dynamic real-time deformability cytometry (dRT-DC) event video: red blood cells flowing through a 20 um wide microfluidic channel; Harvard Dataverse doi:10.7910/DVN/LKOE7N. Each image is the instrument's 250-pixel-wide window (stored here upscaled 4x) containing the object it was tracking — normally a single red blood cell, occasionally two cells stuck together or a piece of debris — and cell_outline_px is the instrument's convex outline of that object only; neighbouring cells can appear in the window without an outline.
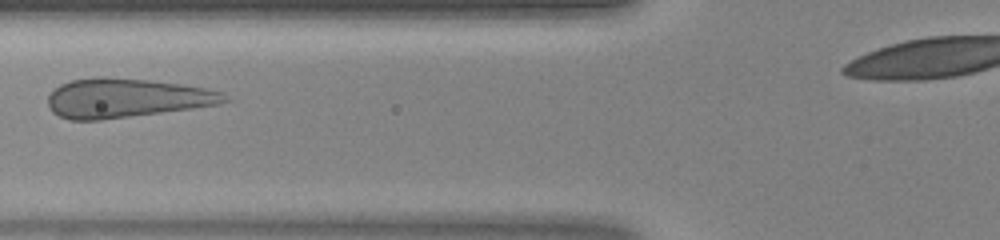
{"species": "human", "species_latin": "Homo sapiens", "temperature_condition": "warm", "stored_images_in_passage": 26, "camera_frame_rate_fps": 3000, "um_per_image_px": 0.085, "donor": {"sex": "female"}, "frame": {"image": 1, "passage_image": 5, "time_ms": 1.333, "image_size_px": [1000, 240], "cell_outline_px": [[232, 100], [220, 104], [192, 108], [100, 120], [68, 120], [52, 112], [48, 104], [48, 96], [60, 84], [72, 80], [96, 76], [104, 76], [148, 80], [180, 84], [204, 88], [220, 92]], "centroid_in_image_um": [10.71, 8.33], "position_along_channel_um": 115.1, "area_um2": 40.11}}
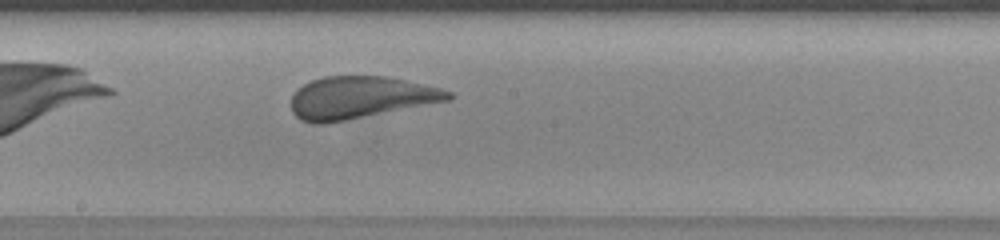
{"frame": {"image": 2, "passage_image": 12, "time_ms": 3.667, "image_size_px": [1000, 240], "cell_outline_px": [[452, 96], [448, 100], [324, 124], [312, 124], [300, 120], [292, 112], [292, 96], [304, 84], [312, 80], [324, 76], [384, 76], [404, 80], [440, 88], [452, 92]], "centroid_in_image_um": [30.57, 8.29], "position_along_channel_um": 217.6, "area_um2": 38.03}}
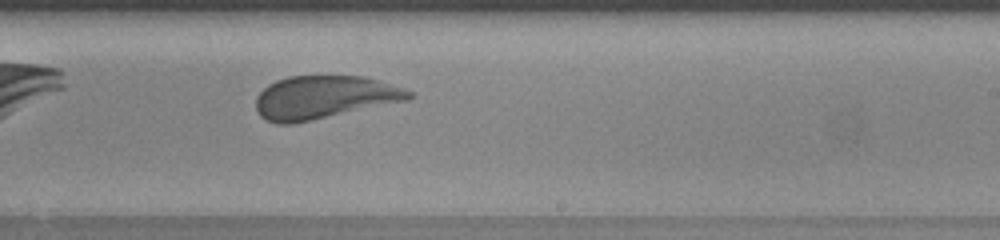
{"frame": {"image": 3, "passage_image": 15, "time_ms": 4.667, "image_size_px": [1000, 240], "cell_outline_px": [[416, 96], [408, 100], [312, 120], [292, 124], [276, 124], [260, 116], [256, 112], [256, 96], [268, 84], [276, 80], [288, 76], [364, 76], [404, 88], [412, 92]], "centroid_in_image_um": [27.53, 8.27], "position_along_channel_um": 261.5, "area_um2": 38.44}}